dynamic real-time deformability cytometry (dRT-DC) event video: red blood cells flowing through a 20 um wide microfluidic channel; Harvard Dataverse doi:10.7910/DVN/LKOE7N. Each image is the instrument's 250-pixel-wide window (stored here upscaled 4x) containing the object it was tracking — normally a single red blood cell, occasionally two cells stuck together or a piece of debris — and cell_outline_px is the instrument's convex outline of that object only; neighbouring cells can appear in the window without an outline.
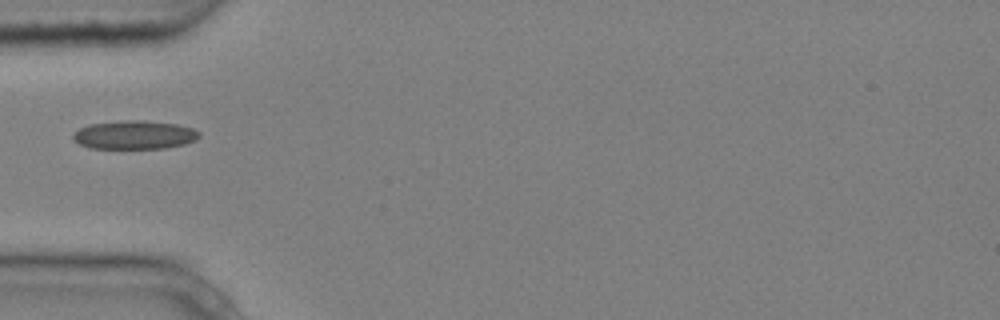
{"species": "common noctule bat (a hibernating species)", "species_latin": "Nyctalus noctula", "temperature_condition": "cold", "stored_images_in_passage": 1, "camera_frame_rate_fps": 3000, "um_per_image_px": 0.085, "animal": {"sex": "male", "body_mass_g": 20.4}, "frame": {"image": 1, "passage_image": 1, "time_ms": 0.0, "image_size_px": [1000, 320], "cell_outline_px": [[200, 136], [196, 140], [184, 144], [164, 148], [88, 148], [72, 140], [72, 132], [88, 124], [120, 120], [140, 120], [176, 124], [192, 128], [200, 132]], "centroid_in_image_um": [11.38, 11.46], "position_along_channel_um": 73.6, "area_um2": 21.15}}